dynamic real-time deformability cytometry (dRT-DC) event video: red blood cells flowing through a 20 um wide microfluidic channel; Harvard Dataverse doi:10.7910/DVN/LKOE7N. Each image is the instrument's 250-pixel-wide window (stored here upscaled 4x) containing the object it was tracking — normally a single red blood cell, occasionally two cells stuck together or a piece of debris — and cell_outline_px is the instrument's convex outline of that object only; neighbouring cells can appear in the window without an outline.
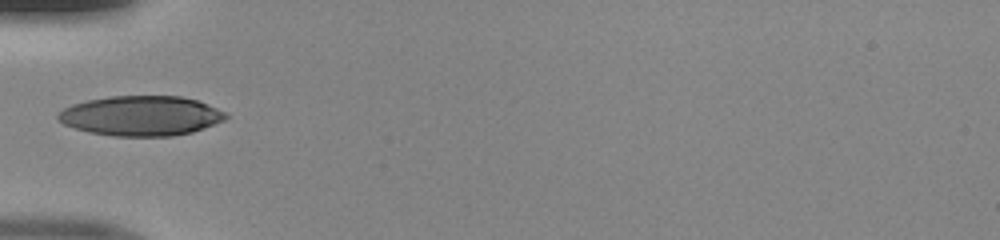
{"species": "human", "species_latin": "Homo sapiens", "temperature_condition": "room temperature", "stored_images_in_passage": 33, "camera_frame_rate_fps": 3000, "um_per_image_px": 0.085, "donor": {"sex": "male"}, "frame": {"image": 1, "passage_image": 1, "time_ms": 0.0, "image_size_px": [1000, 240], "cell_outline_px": [[228, 116], [224, 120], [204, 128], [192, 132], [172, 136], [112, 136], [88, 132], [64, 124], [56, 120], [56, 116], [64, 108], [72, 104], [88, 100], [108, 96], [180, 96], [196, 100], [208, 104], [228, 112]], "centroid_in_image_um": [11.99, 9.84], "position_along_channel_um": 73.0, "area_um2": 39.13}}
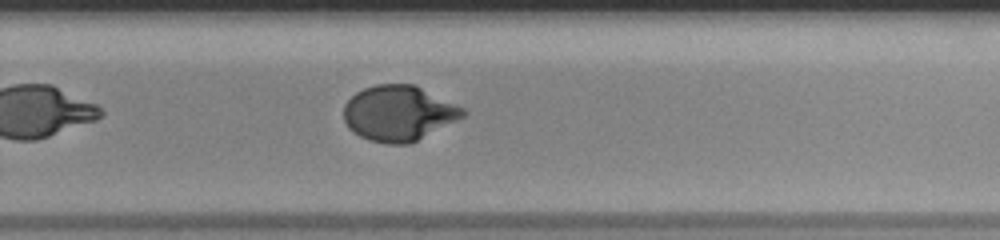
{"frame": {"image": 2, "passage_image": 17, "time_ms": 5.333, "image_size_px": [1000, 240], "cell_outline_px": [[468, 112], [464, 116], [408, 144], [388, 144], [368, 140], [360, 136], [348, 128], [344, 120], [344, 104], [356, 92], [364, 88], [376, 84], [412, 84], [456, 104], [464, 108]], "centroid_in_image_um": [33.85, 9.62], "position_along_channel_um": 296.0, "area_um2": 38.03}}
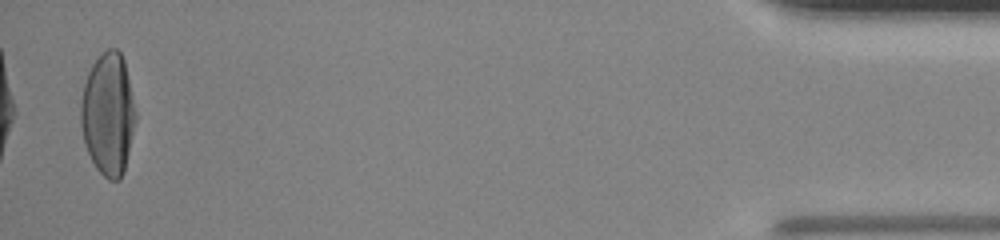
{"frame": {"image": 3, "passage_image": 32, "time_ms": 10.333, "image_size_px": [1000, 240], "cell_outline_px": [[136, 120], [124, 172], [120, 180], [108, 180], [96, 168], [84, 144], [80, 124], [80, 100], [84, 84], [88, 72], [92, 64], [108, 48], [116, 48], [120, 52], [124, 60], [136, 112]], "centroid_in_image_um": [9.18, 9.71], "position_along_channel_um": 426.0, "area_um2": 39.19}}